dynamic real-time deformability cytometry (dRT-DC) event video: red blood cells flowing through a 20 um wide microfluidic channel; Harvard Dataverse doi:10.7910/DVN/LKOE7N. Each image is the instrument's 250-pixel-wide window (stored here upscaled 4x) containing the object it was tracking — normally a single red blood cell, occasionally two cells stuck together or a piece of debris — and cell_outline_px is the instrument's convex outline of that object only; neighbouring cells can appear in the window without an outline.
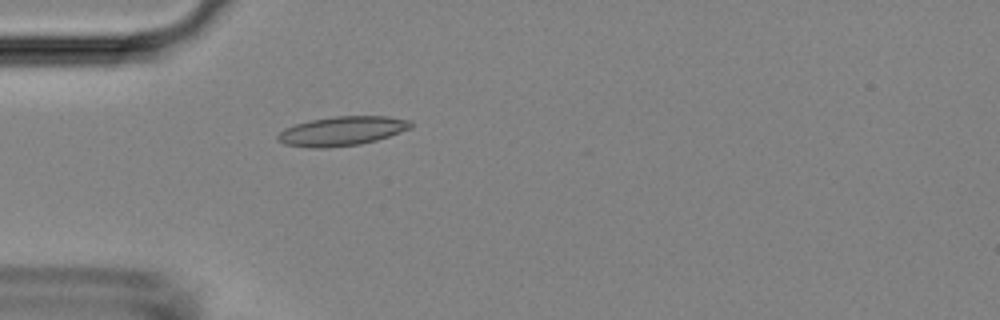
{"species": "Egyptian fruit bat (a non-hibernating species)", "species_latin": "Rousettus aegyptiacus", "temperature_condition": "room temperature", "stored_images_in_passage": 3, "camera_frame_rate_fps": 3000, "um_per_image_px": 0.085, "animal": {"sex": "female"}, "frame": {"image": 1, "passage_image": 3, "time_ms": 3.333, "image_size_px": [1000, 320], "cell_outline_px": [[412, 128], [376, 140], [360, 144], [324, 148], [308, 148], [284, 144], [276, 140], [276, 136], [284, 128], [308, 120], [336, 116], [388, 116], [412, 120]], "centroid_in_image_um": [29.05, 11.13], "position_along_channel_um": 56.0, "area_um2": 22.83}}